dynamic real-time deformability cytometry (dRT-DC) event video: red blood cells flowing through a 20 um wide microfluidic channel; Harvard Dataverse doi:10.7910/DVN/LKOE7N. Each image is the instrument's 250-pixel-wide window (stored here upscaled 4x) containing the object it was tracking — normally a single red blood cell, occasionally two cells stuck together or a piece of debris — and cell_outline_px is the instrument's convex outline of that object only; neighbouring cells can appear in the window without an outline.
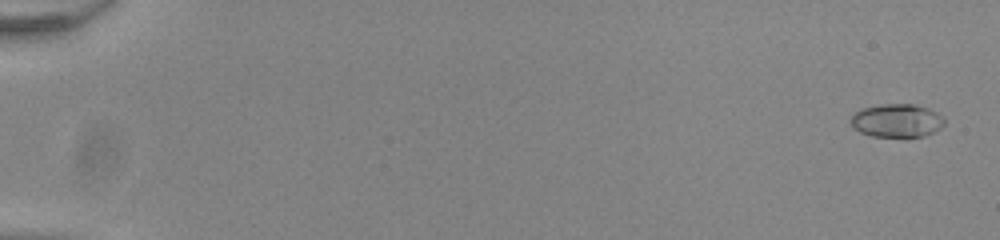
{"species": "common noctule bat (a hibernating species)", "species_latin": "Nyctalus noctula", "temperature_condition": "room temperature", "stored_images_in_passage": 54, "camera_frame_rate_fps": 3000, "um_per_image_px": 0.085, "animal": {"sex": "male", "body_mass_g": 20.0, "forearm_length_mm": 53.3}, "frame": {"image": 1, "passage_image": 2, "time_ms": 0.333, "image_size_px": [1000, 240], "cell_outline_px": [[944, 124], [940, 128], [924, 136], [872, 136], [860, 132], [852, 128], [852, 116], [860, 108], [880, 104], [912, 104], [928, 108], [944, 116]], "centroid_in_image_um": [76.22, 10.24], "position_along_channel_um": 8.8, "area_um2": 18.09}}
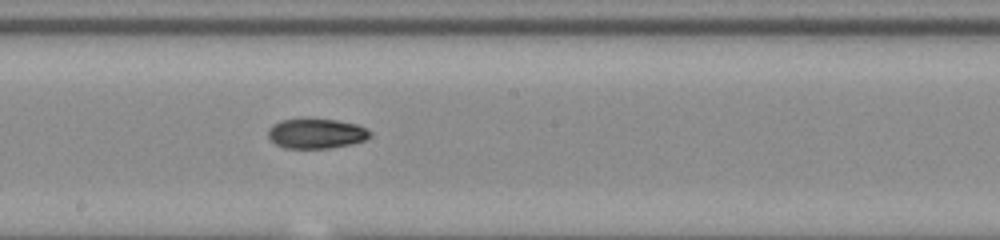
{"frame": {"image": 2, "passage_image": 32, "time_ms": 10.333, "image_size_px": [1000, 240], "cell_outline_px": [[372, 136], [364, 140], [352, 144], [328, 148], [284, 148], [276, 144], [268, 136], [268, 128], [272, 124], [280, 120], [304, 116], [336, 120], [356, 124], [372, 132]], "centroid_in_image_um": [26.85, 11.31], "position_along_channel_um": 221.4, "area_um2": 18.32}}
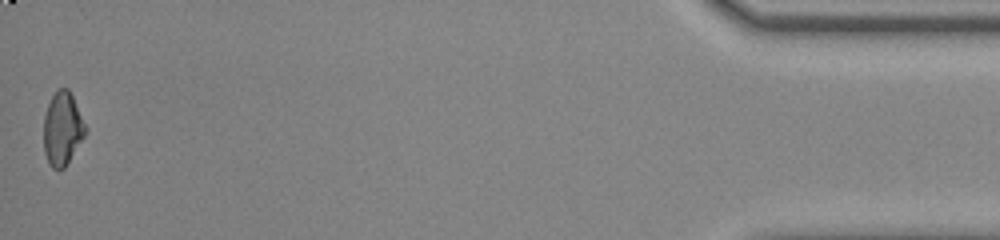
{"frame": {"image": 3, "passage_image": 54, "time_ms": 17.667, "image_size_px": [1000, 240], "cell_outline_px": [[88, 128], [84, 136], [64, 168], [52, 168], [48, 164], [44, 152], [44, 116], [48, 104], [56, 88], [68, 88]], "centroid_in_image_um": [5.3, 10.92], "position_along_channel_um": 429.9, "area_um2": 17.74}, "authors_computed_cell_mechanics": {"area_um2": 18.0336, "velocity_mm_per_s": 3.9632, "shape_relaxation_time_tau1_ms": 6.1144, "shape_relaxation_time_tau2_ms": 4.639, "deformation_change_tau1": 0.1876, "deformation_change_tau2": 0.0811}}